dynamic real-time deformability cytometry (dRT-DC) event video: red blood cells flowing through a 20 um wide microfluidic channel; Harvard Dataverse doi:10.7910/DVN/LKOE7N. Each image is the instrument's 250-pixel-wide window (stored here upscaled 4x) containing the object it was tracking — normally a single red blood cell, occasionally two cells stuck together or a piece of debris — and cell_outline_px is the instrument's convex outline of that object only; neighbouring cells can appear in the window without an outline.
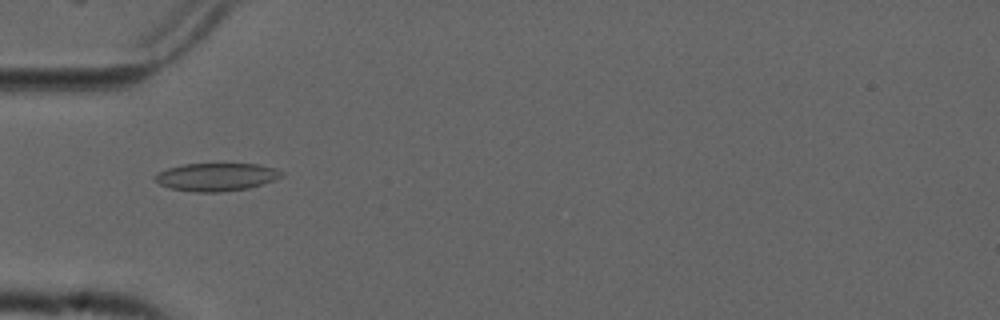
{"species": "common noctule bat (a hibernating species)", "species_latin": "Nyctalus noctula", "temperature_condition": "cold", "stored_images_in_passage": 53, "camera_frame_rate_fps": 3000, "um_per_image_px": 0.085, "animal": {"sex": "male", "forearm_length_mm": 52.5}, "frame": {"image": 1, "passage_image": 16, "time_ms": 5.0, "image_size_px": [1000, 320], "cell_outline_px": [[284, 172], [280, 176], [272, 180], [248, 188], [220, 192], [196, 192], [168, 188], [160, 184], [152, 176], [168, 168], [184, 164], [260, 164], [276, 168]], "centroid_in_image_um": [18.36, 15.04], "position_along_channel_um": 66.6, "area_um2": 20.4}}
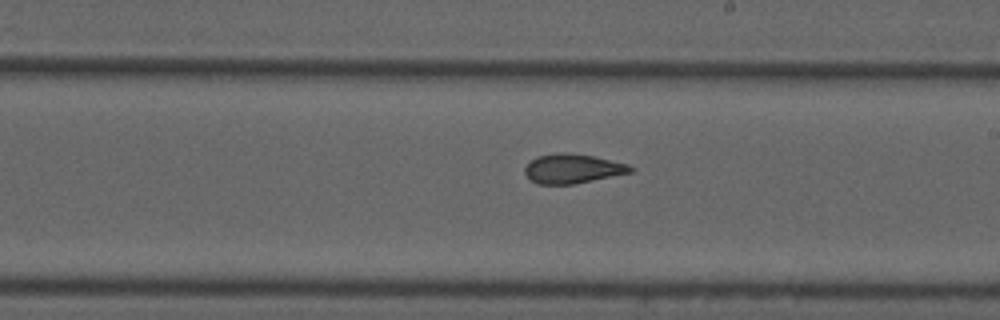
{"frame": {"image": 2, "passage_image": 30, "time_ms": 9.667, "image_size_px": [1000, 320], "cell_outline_px": [[636, 168], [632, 172], [572, 184], [536, 184], [524, 172], [524, 168], [536, 156], [560, 152], [564, 152], [592, 156], [628, 164]], "centroid_in_image_um": [48.67, 14.33], "position_along_channel_um": 240.3, "area_um2": 17.86}}
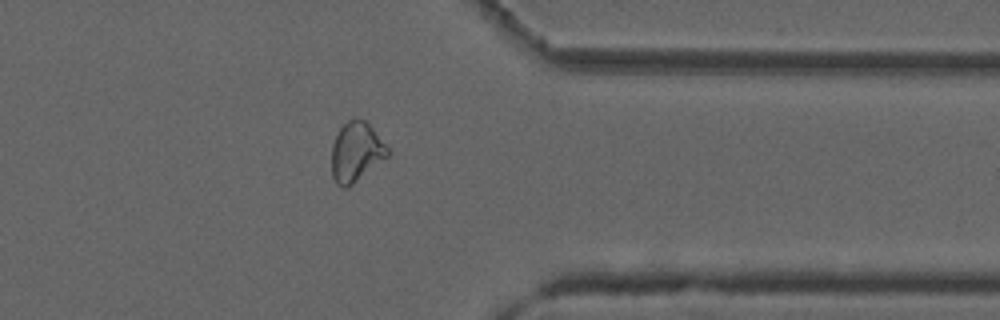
{"frame": {"image": 3, "passage_image": 42, "time_ms": 13.667, "image_size_px": [1000, 320], "cell_outline_px": [[392, 152], [388, 156], [348, 188], [340, 188], [336, 184], [332, 176], [332, 144], [340, 128], [352, 116], [356, 116], [364, 120], [372, 128]], "centroid_in_image_um": [30.27, 12.92], "position_along_channel_um": 381.1, "area_um2": 19.59}, "authors_computed_cell_mechanics": {"area_um2": 19.7098, "velocity_mm_per_s": 3.7319, "shape_relaxation_time_tau1_ms": null, "shape_relaxation_time_tau2_ms": 1.9316, "deformation_change_tau1": null, "deformation_change_tau2": 0.081}}